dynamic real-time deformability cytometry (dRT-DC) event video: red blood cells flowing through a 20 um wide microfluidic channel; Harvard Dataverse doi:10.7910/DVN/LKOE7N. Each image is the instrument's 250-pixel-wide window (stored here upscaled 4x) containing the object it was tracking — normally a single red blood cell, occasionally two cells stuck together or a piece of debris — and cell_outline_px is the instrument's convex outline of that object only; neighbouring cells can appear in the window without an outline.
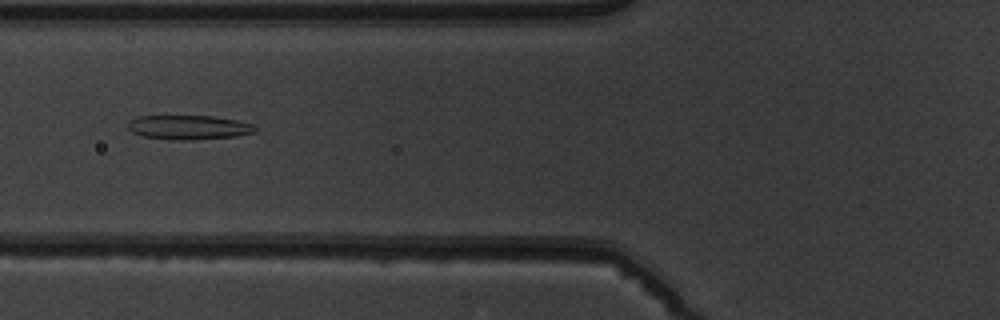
{"species": "common noctule bat (a hibernating species)", "species_latin": "Nyctalus noctula", "temperature_condition": "warm", "stored_images_in_passage": 7, "camera_frame_rate_fps": 3000, "um_per_image_px": 0.085, "animal": {"sex": "male", "body_mass_g": 19.5, "forearm_length_mm": 54.6}, "frame": {"image": 1, "passage_image": 6, "time_ms": 6.667, "image_size_px": [1000, 320], "cell_outline_px": [[256, 132], [236, 136], [188, 140], [168, 140], [144, 136], [132, 132], [128, 128], [128, 120], [136, 116], [212, 116], [236, 120], [252, 124], [256, 128]], "centroid_in_image_um": [16.0, 10.82], "position_along_channel_um": 109.8, "area_um2": 18.03}}
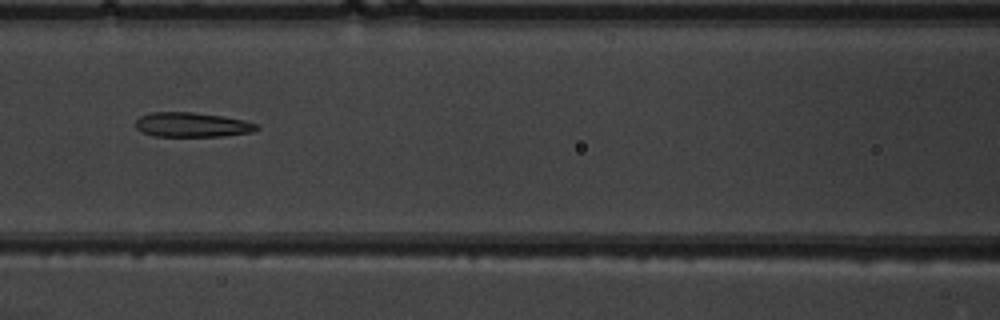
{"frame": {"image": 2, "passage_image": 7, "time_ms": 7.667, "image_size_px": [1000, 320], "cell_outline_px": [[260, 128], [252, 132], [220, 136], [152, 136], [136, 128], [136, 120], [140, 116], [152, 112], [192, 112], [224, 116], [244, 120], [260, 124]], "centroid_in_image_um": [16.36, 10.6], "position_along_channel_um": 150.2, "area_um2": 17.4}}